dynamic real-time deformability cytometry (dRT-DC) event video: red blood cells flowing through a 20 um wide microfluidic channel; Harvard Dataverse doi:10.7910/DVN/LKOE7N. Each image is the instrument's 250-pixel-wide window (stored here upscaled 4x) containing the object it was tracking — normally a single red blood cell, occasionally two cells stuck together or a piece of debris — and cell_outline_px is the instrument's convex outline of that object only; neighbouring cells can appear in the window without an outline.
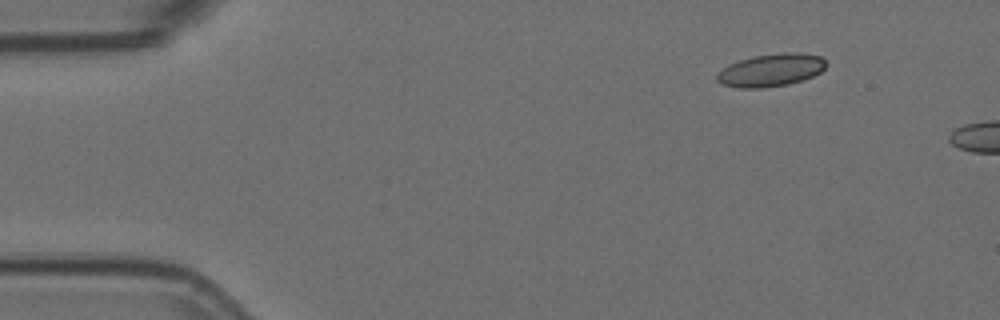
{"species": "Egyptian fruit bat (a non-hibernating species)", "species_latin": "Rousettus aegyptiacus", "temperature_condition": "room temperature", "stored_images_in_passage": 2, "camera_frame_rate_fps": 3000, "um_per_image_px": 0.085, "animal": {"sex": "female"}, "frame": {"image": 1, "passage_image": 1, "time_ms": 0.0, "image_size_px": [1000, 320], "cell_outline_px": [[828, 64], [820, 72], [812, 76], [788, 84], [760, 88], [736, 88], [720, 84], [716, 80], [716, 76], [728, 64], [740, 60], [756, 56], [784, 52], [800, 52], [820, 56]], "centroid_in_image_um": [65.52, 5.96], "position_along_channel_um": 19.5, "area_um2": 20.69}}